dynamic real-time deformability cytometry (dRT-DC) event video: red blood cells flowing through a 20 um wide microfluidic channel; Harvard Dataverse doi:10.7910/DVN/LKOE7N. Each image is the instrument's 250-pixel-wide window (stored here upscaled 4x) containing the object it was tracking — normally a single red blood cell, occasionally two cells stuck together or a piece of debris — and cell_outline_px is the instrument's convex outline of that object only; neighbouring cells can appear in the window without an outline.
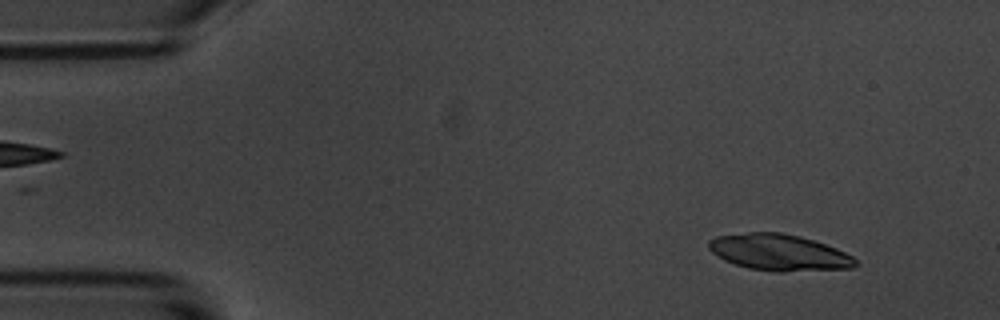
{"species": "common noctule bat (a hibernating species)", "species_latin": "Nyctalus noctula", "temperature_condition": "room temperature", "stored_images_in_passage": 55, "camera_frame_rate_fps": 3000, "um_per_image_px": 0.085, "animal": {"sex": "male", "body_mass_g": 20.1, "forearm_length_mm": 53.5}, "frame": {"image": 1, "passage_image": 5, "time_ms": 1.333, "image_size_px": [1000, 320], "cell_outline_px": [[860, 264], [852, 268], [784, 272], [776, 272], [748, 268], [724, 260], [712, 252], [708, 248], [708, 240], [716, 236], [748, 232], [780, 232], [800, 236], [836, 248], [852, 256]], "centroid_in_image_um": [66.21, 21.46], "position_along_channel_um": 18.8, "area_um2": 31.15}}
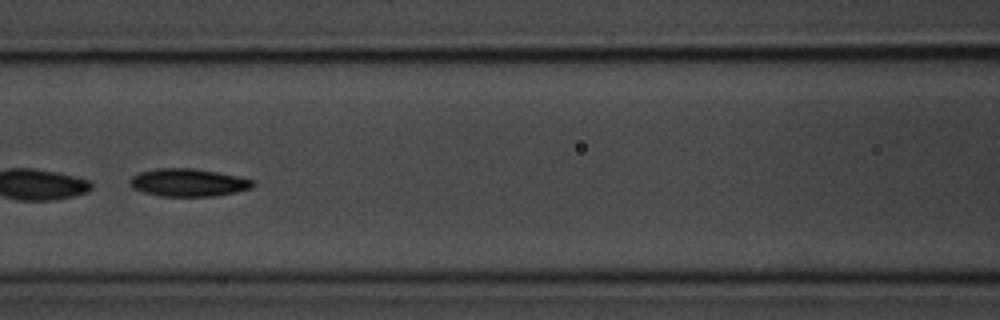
{"frame": {"image": 2, "passage_image": 24, "time_ms": 7.667, "image_size_px": [1000, 320], "cell_outline_px": [[256, 184], [252, 188], [236, 192], [212, 196], [160, 196], [144, 192], [132, 188], [128, 184], [128, 180], [132, 176], [140, 172], [156, 168], [192, 168], [216, 172], [236, 176], [252, 180]], "centroid_in_image_um": [15.96, 15.52], "position_along_channel_um": 150.6, "area_um2": 19.88}, "authors_computed_cell_mechanics": {"area_um2": 29.6514, "velocity_mm_per_s": 3.5489, "shape_relaxation_time_tau1_ms": 2.0047, "shape_relaxation_time_tau2_ms": 7.2595, "deformation_change_tau1": 0.1117, "deformation_change_tau2": 0.1174}}